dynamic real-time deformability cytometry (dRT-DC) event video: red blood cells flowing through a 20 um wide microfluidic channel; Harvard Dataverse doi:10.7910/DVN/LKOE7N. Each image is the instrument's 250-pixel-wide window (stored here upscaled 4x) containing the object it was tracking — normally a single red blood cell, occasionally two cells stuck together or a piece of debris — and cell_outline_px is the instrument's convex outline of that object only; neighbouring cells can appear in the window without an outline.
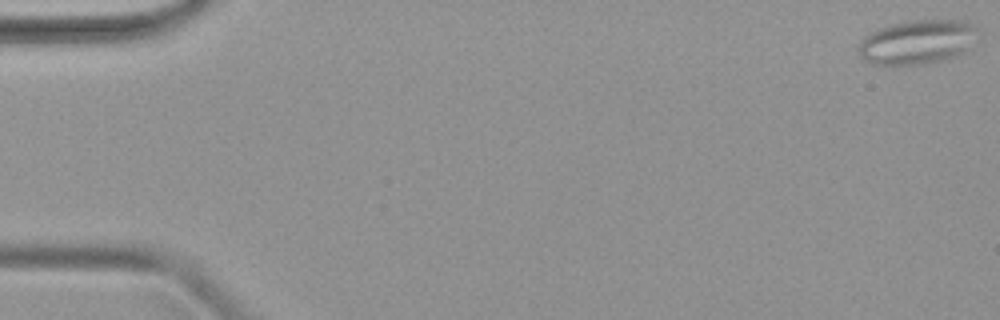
{"species": "common noctule bat (a hibernating species)", "species_latin": "Nyctalus noctula", "temperature_condition": "warm", "stored_images_in_passage": 48, "camera_frame_rate_fps": 3000, "um_per_image_px": 0.085, "animal": {"sex": "female", "body_mass_g": 19.9}, "frame": {"image": 1, "passage_image": 1, "time_ms": 0.0, "image_size_px": [1000, 320], "cell_outline_px": [[968, 28], [964, 52], [956, 56], [924, 64], [872, 64], [864, 60], [860, 56], [860, 40], [864, 36], [880, 28], [904, 20], [968, 20]], "centroid_in_image_um": [77.77, 3.58], "position_along_channel_um": 7.2, "area_um2": 29.25}}
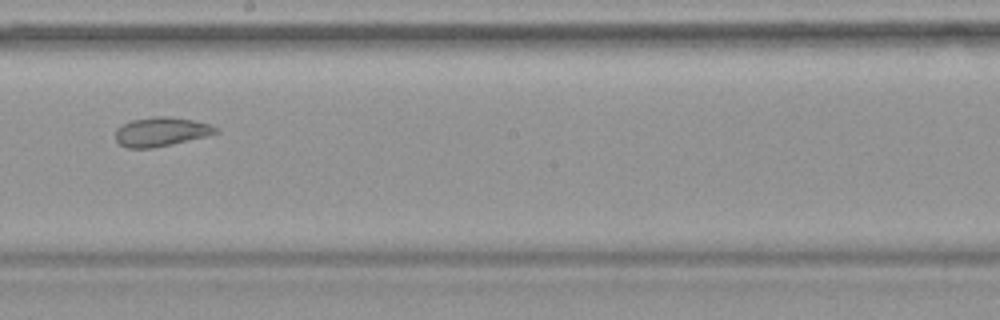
{"frame": {"image": 2, "passage_image": 28, "time_ms": 9.0, "image_size_px": [1000, 320], "cell_outline_px": [[220, 132], [172, 144], [152, 148], [128, 148], [120, 144], [116, 140], [116, 128], [132, 120], [152, 116], [164, 116], [192, 120], [208, 124], [220, 128]], "centroid_in_image_um": [13.69, 11.2], "position_along_channel_um": 234.5, "area_um2": 16.82}}
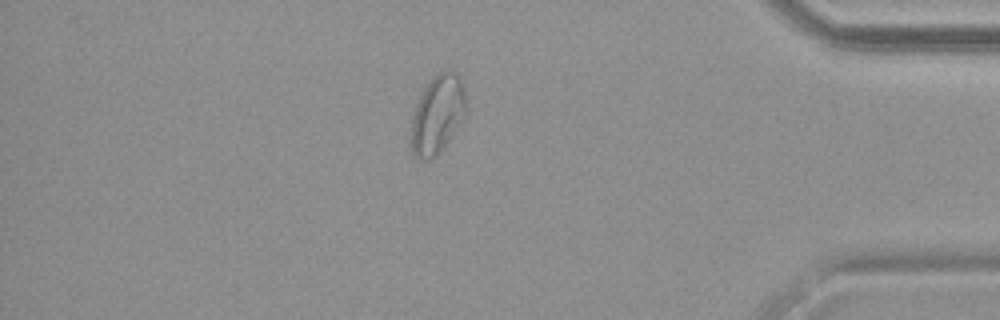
{"frame": {"image": 3, "passage_image": 42, "time_ms": 13.667, "image_size_px": [1000, 320], "cell_outline_px": [[468, 112], [444, 148], [436, 156], [428, 160], [424, 160], [416, 156], [412, 152], [408, 140], [412, 116], [416, 104], [424, 88], [432, 76], [448, 68], [452, 68], [460, 76], [468, 108]], "centroid_in_image_um": [37.18, 9.72], "position_along_channel_um": 398.0, "area_um2": 25.95}}